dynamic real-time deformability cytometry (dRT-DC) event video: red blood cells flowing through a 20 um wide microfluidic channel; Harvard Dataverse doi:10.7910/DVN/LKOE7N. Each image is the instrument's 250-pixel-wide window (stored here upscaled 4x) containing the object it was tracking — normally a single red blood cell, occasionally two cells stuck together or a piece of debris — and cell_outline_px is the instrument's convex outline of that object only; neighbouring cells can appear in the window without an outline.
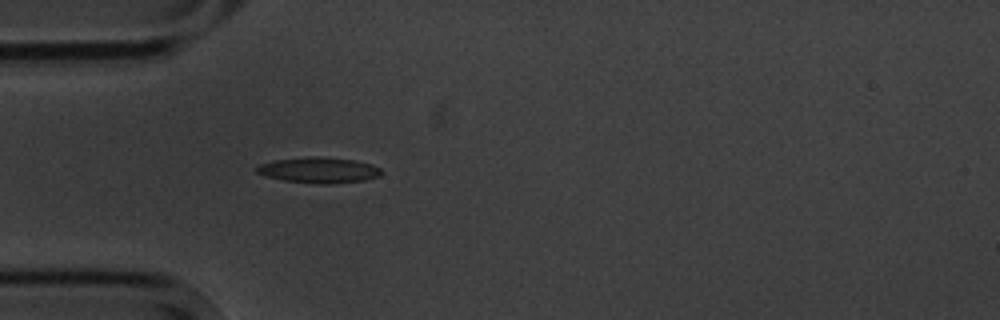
{"species": "common noctule bat (a hibernating species)", "species_latin": "Nyctalus noctula", "temperature_condition": "cold", "stored_images_in_passage": 1, "camera_frame_rate_fps": 3000, "um_per_image_px": 0.085, "animal": {"sex": "male", "body_mass_g": 20.1, "forearm_length_mm": 53.5}, "frame": {"image": 1, "passage_image": 1, "time_ms": 0.0, "image_size_px": [1000, 320], "cell_outline_px": [[384, 172], [380, 176], [364, 180], [328, 184], [320, 184], [284, 180], [268, 176], [256, 172], [256, 168], [260, 164], [272, 160], [308, 156], [316, 156], [356, 160], [372, 164], [380, 168]], "centroid_in_image_um": [27.14, 14.45], "position_along_channel_um": 57.9, "area_um2": 18.73}}